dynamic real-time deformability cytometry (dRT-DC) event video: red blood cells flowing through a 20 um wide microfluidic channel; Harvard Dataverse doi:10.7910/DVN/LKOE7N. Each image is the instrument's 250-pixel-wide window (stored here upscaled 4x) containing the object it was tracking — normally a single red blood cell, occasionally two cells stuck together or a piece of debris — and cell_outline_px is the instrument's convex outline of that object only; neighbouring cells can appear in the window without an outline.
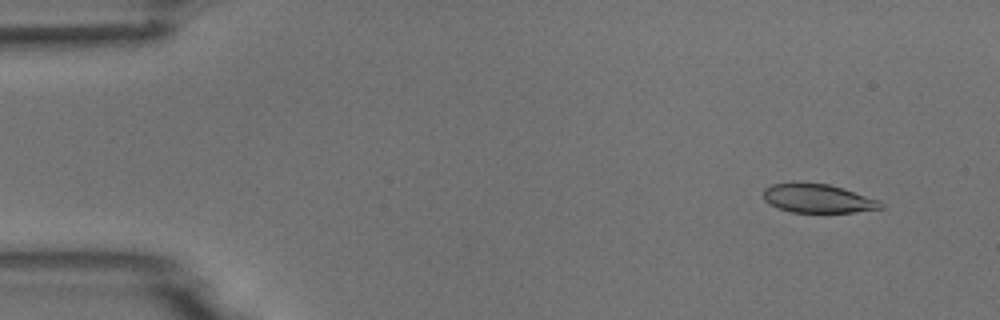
{"species": "common noctule bat (a hibernating species)", "species_latin": "Nyctalus noctula", "temperature_condition": "room temperature", "stored_images_in_passage": 5, "camera_frame_rate_fps": 3000, "um_per_image_px": 0.085, "animal": {"sex": "male", "body_mass_g": 18.8}, "frame": {"image": 1, "passage_image": 2, "time_ms": 1.0, "image_size_px": [1000, 320], "cell_outline_px": [[884, 208], [856, 212], [792, 212], [776, 208], [768, 204], [764, 200], [764, 188], [772, 184], [828, 184], [880, 200], [884, 204]], "centroid_in_image_um": [69.53, 16.9], "position_along_channel_um": 15.5, "area_um2": 19.36}}
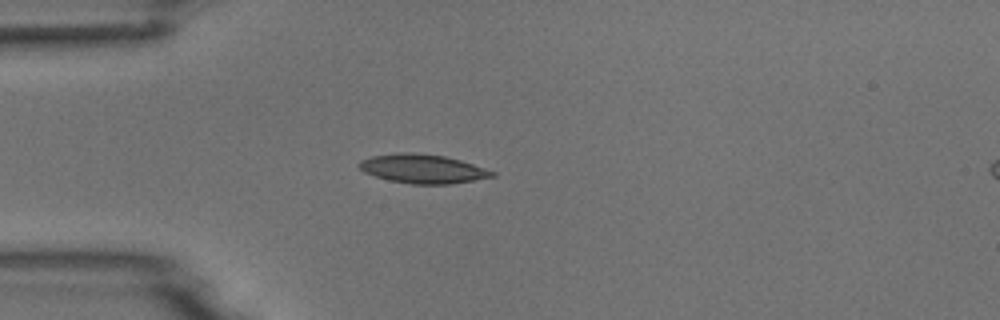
{"frame": {"image": 2, "passage_image": 5, "time_ms": 4.333, "image_size_px": [1000, 320], "cell_outline_px": [[496, 176], [448, 184], [412, 184], [388, 180], [364, 172], [356, 164], [360, 160], [372, 156], [396, 152], [412, 152], [444, 156], [460, 160], [496, 172]], "centroid_in_image_um": [35.89, 14.34], "position_along_channel_um": 49.1, "area_um2": 22.37}}